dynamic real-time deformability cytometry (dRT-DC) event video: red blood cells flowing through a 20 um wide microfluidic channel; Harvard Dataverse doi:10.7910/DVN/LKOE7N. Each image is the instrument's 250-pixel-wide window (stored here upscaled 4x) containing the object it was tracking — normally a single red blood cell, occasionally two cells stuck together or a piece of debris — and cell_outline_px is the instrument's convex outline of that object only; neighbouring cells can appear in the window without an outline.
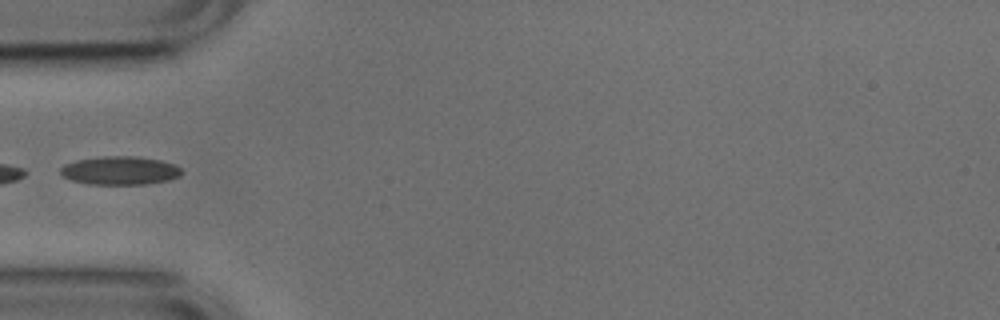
{"species": "common noctule bat (a hibernating species)", "species_latin": "Nyctalus noctula", "temperature_condition": "cold", "stored_images_in_passage": 17, "camera_frame_rate_fps": 3000, "um_per_image_px": 0.085, "animal": {"sex": "male", "body_mass_g": 17.9, "forearm_length_mm": 54.2}, "frame": {"image": 1, "passage_image": 1, "time_ms": 0.0, "image_size_px": [1000, 320], "cell_outline_px": [[184, 172], [180, 176], [168, 180], [144, 184], [88, 184], [72, 180], [64, 176], [60, 172], [60, 168], [64, 164], [76, 160], [104, 156], [136, 156], [160, 160], [176, 164]], "centroid_in_image_um": [10.22, 14.49], "position_along_channel_um": 74.8, "area_um2": 20.11}}